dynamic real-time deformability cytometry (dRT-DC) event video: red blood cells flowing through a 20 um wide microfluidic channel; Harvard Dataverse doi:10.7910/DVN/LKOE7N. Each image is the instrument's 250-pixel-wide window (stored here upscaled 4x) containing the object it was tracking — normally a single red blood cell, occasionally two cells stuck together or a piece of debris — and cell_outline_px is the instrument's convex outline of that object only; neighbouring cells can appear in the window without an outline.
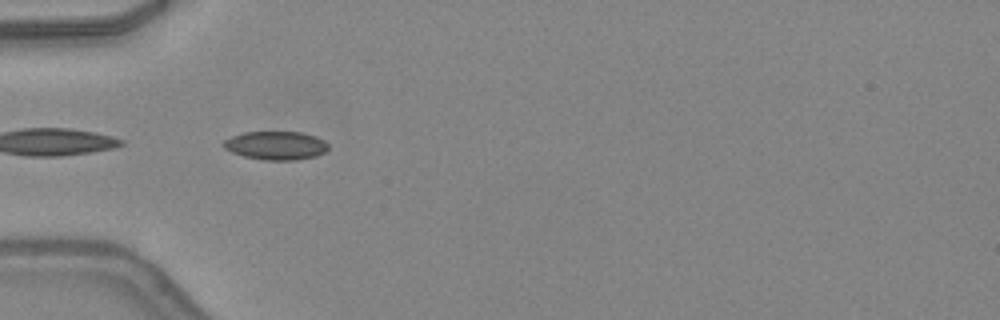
{"species": "common noctule bat (a hibernating species)", "species_latin": "Nyctalus noctula", "temperature_condition": "warm", "stored_images_in_passage": 14, "camera_frame_rate_fps": 3000, "um_per_image_px": 0.085, "animal": {"sex": "female", "body_mass_g": 24.6, "forearm_length_mm": 56.2}, "frame": {"image": 1, "passage_image": 3, "time_ms": 0.667, "image_size_px": [1000, 320], "cell_outline_px": [[328, 148], [324, 152], [316, 156], [296, 160], [264, 160], [244, 156], [232, 152], [224, 148], [220, 144], [224, 140], [232, 136], [244, 132], [300, 132], [316, 136], [324, 140], [328, 144]], "centroid_in_image_um": [23.44, 12.36], "position_along_channel_um": 61.6, "area_um2": 17.46}}